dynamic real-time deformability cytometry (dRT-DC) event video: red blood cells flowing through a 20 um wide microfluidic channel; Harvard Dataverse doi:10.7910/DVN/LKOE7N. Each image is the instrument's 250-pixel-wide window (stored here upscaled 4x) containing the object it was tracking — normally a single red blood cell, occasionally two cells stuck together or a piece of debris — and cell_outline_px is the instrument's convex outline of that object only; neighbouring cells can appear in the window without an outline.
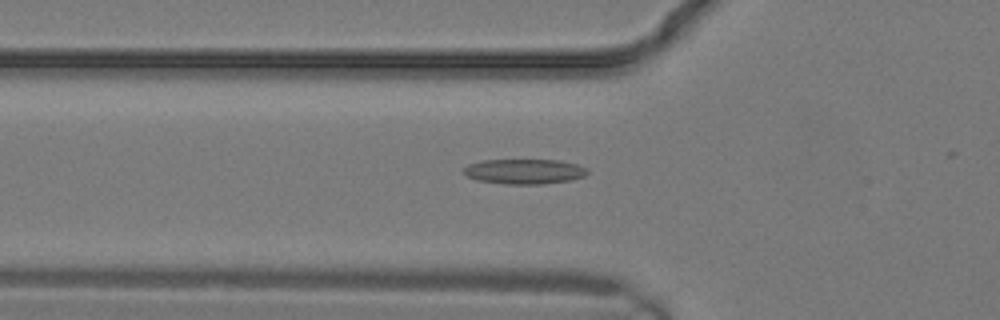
{"species": "common noctule bat (a hibernating species)", "species_latin": "Nyctalus noctula", "temperature_condition": "warm", "stored_images_in_passage": 11, "camera_frame_rate_fps": 3000, "um_per_image_px": 0.085, "animal": {"sex": "male", "body_mass_g": 19.2, "forearm_length_mm": 51.8}, "frame": {"image": 1, "passage_image": 4, "time_ms": 1.0, "image_size_px": [1000, 320], "cell_outline_px": [[588, 172], [584, 176], [572, 180], [544, 184], [504, 184], [476, 180], [460, 172], [468, 164], [480, 160], [560, 160], [576, 164], [588, 168]], "centroid_in_image_um": [44.55, 14.57], "position_along_channel_um": 81.2, "area_um2": 18.26}}
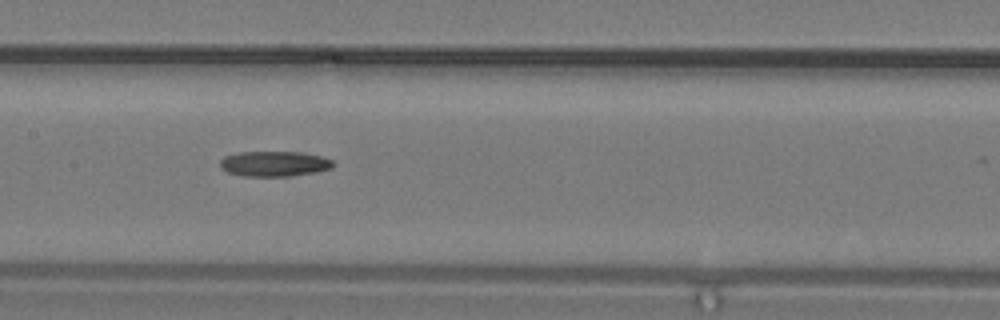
{"frame": {"image": 2, "passage_image": 8, "time_ms": 2.333, "image_size_px": [1000, 320], "cell_outline_px": [[336, 164], [332, 168], [316, 172], [288, 176], [244, 176], [228, 172], [220, 168], [220, 160], [224, 156], [240, 152], [300, 152], [320, 156], [332, 160]], "centroid_in_image_um": [23.31, 13.92], "position_along_channel_um": 184.1, "area_um2": 16.65}}
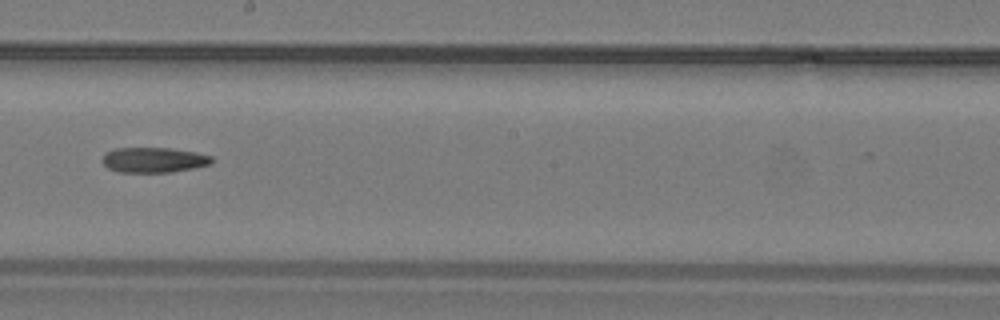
{"frame": {"image": 3, "passage_image": 10, "time_ms": 3.0, "image_size_px": [1000, 320], "cell_outline_px": [[212, 164], [172, 172], [120, 172], [108, 168], [100, 160], [104, 152], [116, 148], [168, 148], [196, 152], [212, 156]], "centroid_in_image_um": [13.03, 13.59], "position_along_channel_um": 235.2, "area_um2": 16.13}}